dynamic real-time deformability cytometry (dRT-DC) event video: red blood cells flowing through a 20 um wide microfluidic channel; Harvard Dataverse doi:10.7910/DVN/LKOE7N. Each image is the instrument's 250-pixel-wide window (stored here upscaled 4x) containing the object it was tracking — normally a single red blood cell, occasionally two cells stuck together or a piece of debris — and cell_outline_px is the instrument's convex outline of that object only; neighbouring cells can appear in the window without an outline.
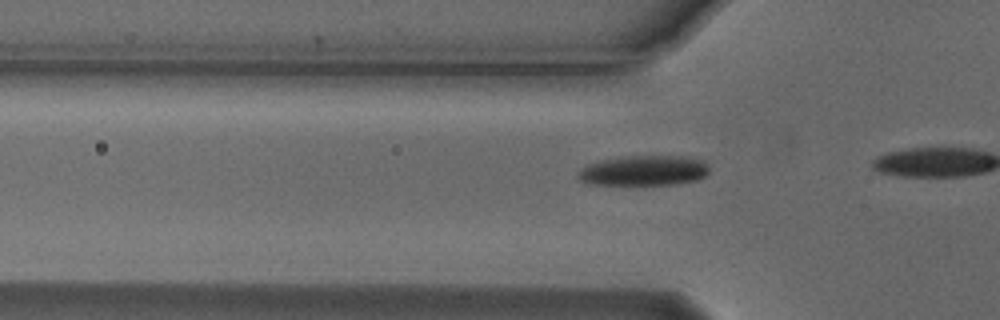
{"species": "Egyptian fruit bat (a non-hibernating species)", "species_latin": "Rousettus aegyptiacus", "temperature_condition": "cold", "stored_images_in_passage": 7, "camera_frame_rate_fps": 3000, "um_per_image_px": 0.085, "animal": {"sex": "male"}, "frame": {"image": 1, "passage_image": 4, "time_ms": 1.0, "image_size_px": [1000, 320], "cell_outline_px": [[708, 172], [704, 176], [696, 180], [676, 184], [592, 184], [580, 180], [576, 176], [576, 172], [584, 164], [600, 160], [624, 156], [688, 156], [704, 160], [708, 164]], "centroid_in_image_um": [54.7, 14.48], "position_along_channel_um": 71.1, "area_um2": 23.29}}